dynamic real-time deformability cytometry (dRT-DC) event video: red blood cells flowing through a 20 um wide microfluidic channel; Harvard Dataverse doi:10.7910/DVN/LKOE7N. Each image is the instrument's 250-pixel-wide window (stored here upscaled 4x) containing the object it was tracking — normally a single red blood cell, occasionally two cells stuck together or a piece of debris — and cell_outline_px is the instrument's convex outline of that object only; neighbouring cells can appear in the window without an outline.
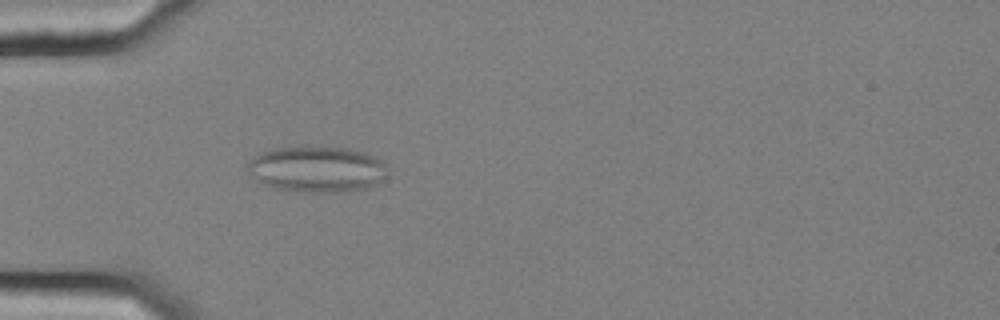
{"species": "common noctule bat (a hibernating species)", "species_latin": "Nyctalus noctula", "temperature_condition": "cold", "stored_images_in_passage": 48, "camera_frame_rate_fps": 3000, "um_per_image_px": 0.085, "animal": {"sex": "female", "body_mass_g": 25.1}, "frame": {"image": 1, "passage_image": 10, "time_ms": 3.0, "image_size_px": [1000, 320], "cell_outline_px": [[384, 176], [380, 180], [364, 188], [336, 192], [308, 192], [276, 188], [264, 184], [256, 180], [248, 172], [248, 164], [256, 156], [272, 148], [348, 148], [364, 152], [376, 156], [384, 164]], "centroid_in_image_um": [26.91, 14.39], "position_along_channel_um": 58.1, "area_um2": 36.41}}
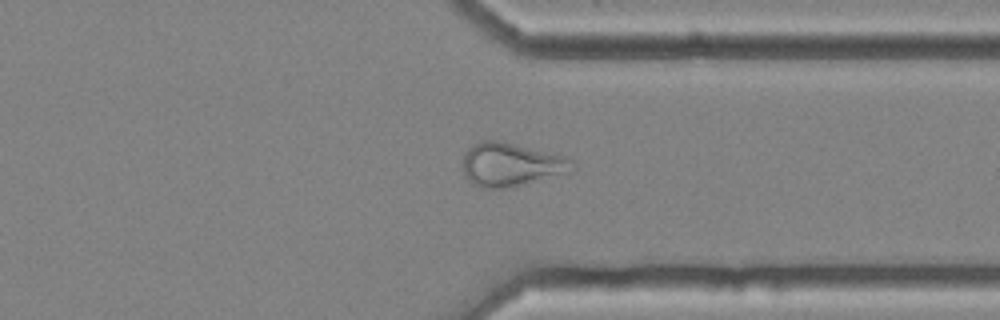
{"frame": {"image": 2, "passage_image": 36, "time_ms": 11.667, "image_size_px": [1000, 320], "cell_outline_px": [[576, 168], [568, 172], [524, 184], [504, 188], [480, 188], [472, 184], [464, 176], [464, 156], [468, 148], [472, 144], [480, 140], [504, 140], [564, 156], [572, 160]], "centroid_in_image_um": [43.41, 13.97], "position_along_channel_um": 368.0, "area_um2": 27.92}}
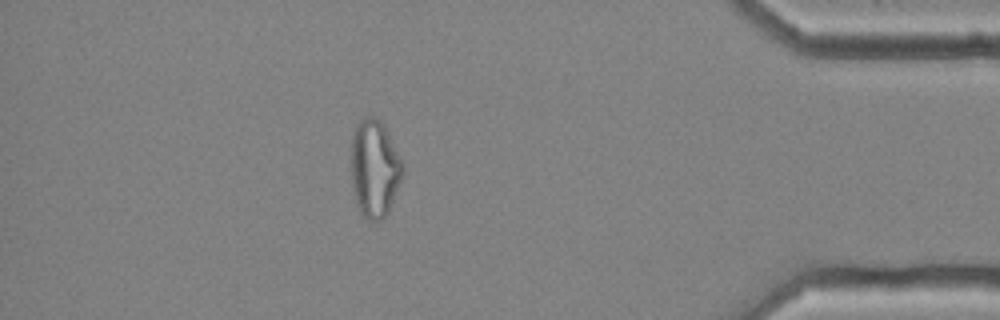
{"frame": {"image": 3, "passage_image": 42, "time_ms": 13.667, "image_size_px": [1000, 320], "cell_outline_px": [[404, 172], [388, 212], [380, 220], [368, 220], [360, 212], [356, 204], [352, 184], [352, 136], [356, 124], [364, 116], [376, 116], [384, 124], [404, 164]], "centroid_in_image_um": [31.85, 14.29], "position_along_channel_um": 403.4, "area_um2": 29.36}, "authors_computed_cell_mechanics": {"area_um2": 28.6399, "velocity_mm_per_s": 3.6412, "shape_relaxation_time_tau1_ms": null, "shape_relaxation_time_tau2_ms": 1.8058, "deformation_change_tau1": null, "deformation_change_tau2": 0.0943}}